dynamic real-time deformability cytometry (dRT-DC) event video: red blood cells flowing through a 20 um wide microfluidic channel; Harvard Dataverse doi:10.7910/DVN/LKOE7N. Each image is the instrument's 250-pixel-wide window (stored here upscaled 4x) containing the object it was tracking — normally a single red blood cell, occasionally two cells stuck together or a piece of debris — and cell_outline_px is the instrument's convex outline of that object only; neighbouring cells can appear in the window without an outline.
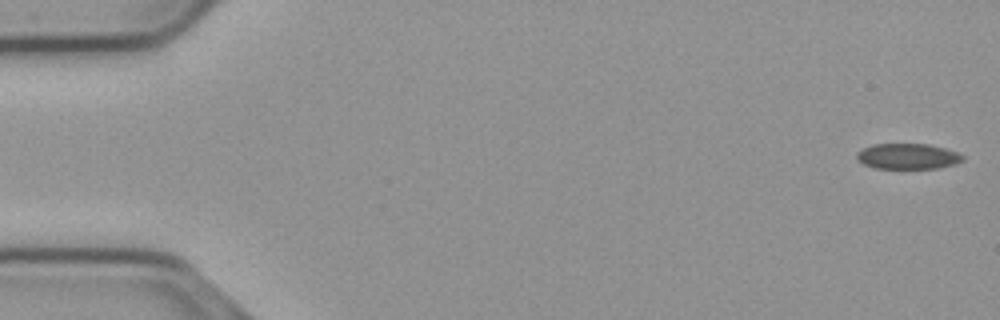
{"species": "common noctule bat (a hibernating species)", "species_latin": "Nyctalus noctula", "temperature_condition": "cold", "stored_images_in_passage": 55, "camera_frame_rate_fps": 3000, "um_per_image_px": 0.085, "animal": {"sex": "male", "body_mass_g": 23.1, "forearm_length_mm": 52.7}, "frame": {"image": 1, "passage_image": 1, "time_ms": 0.0, "image_size_px": [1000, 320], "cell_outline_px": [[964, 160], [956, 164], [940, 168], [876, 168], [864, 164], [856, 156], [856, 152], [872, 144], [928, 144], [944, 148], [956, 152], [964, 156]], "centroid_in_image_um": [77.18, 13.28], "position_along_channel_um": 7.8, "area_um2": 15.72}}
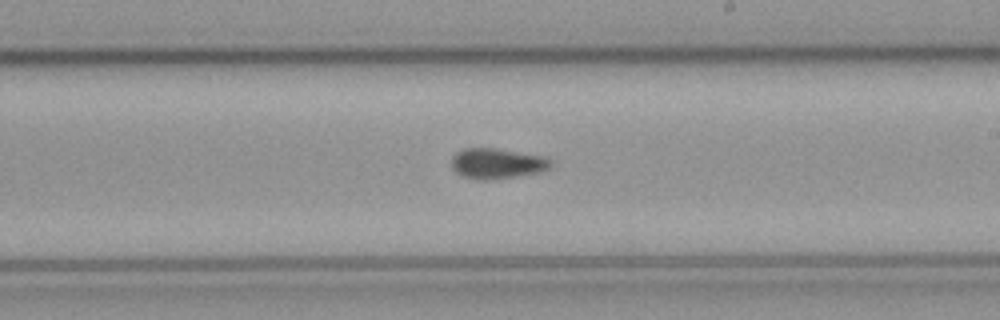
{"frame": {"image": 2, "passage_image": 32, "time_ms": 10.333, "image_size_px": [1000, 320], "cell_outline_px": [[552, 164], [544, 172], [488, 180], [476, 180], [464, 176], [456, 172], [452, 168], [452, 156], [456, 152], [464, 148], [496, 148], [544, 156], [552, 160]], "centroid_in_image_um": [42.26, 13.89], "position_along_channel_um": 246.7, "area_um2": 17.74}}
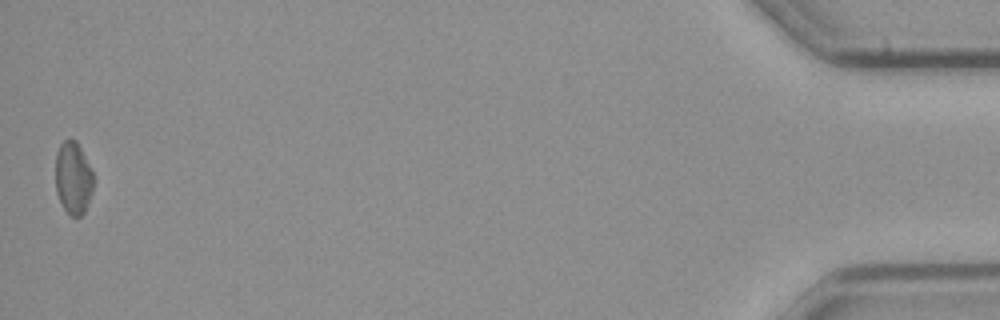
{"frame": {"image": 3, "passage_image": 55, "time_ms": 18.0, "image_size_px": [1000, 320], "cell_outline_px": [[92, 192], [84, 212], [80, 216], [72, 216], [64, 208], [56, 192], [56, 152], [60, 144], [68, 136], [76, 140], [92, 172]], "centroid_in_image_um": [6.2, 15.09], "position_along_channel_um": 429.0, "area_um2": 15.78}}